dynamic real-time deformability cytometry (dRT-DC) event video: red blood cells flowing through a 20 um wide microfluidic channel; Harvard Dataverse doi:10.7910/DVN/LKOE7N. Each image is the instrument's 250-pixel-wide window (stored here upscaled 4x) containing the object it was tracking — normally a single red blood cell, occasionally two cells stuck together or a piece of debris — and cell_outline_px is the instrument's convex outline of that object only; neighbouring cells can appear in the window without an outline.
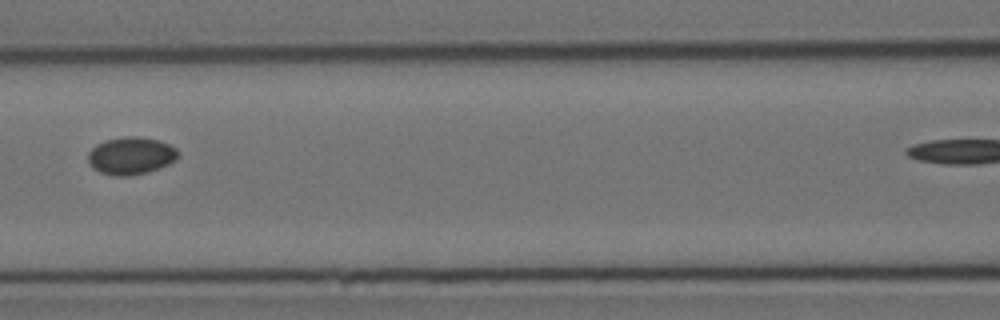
{"species": "Egyptian fruit bat (a non-hibernating species)", "species_latin": "Rousettus aegyptiacus", "temperature_condition": "cold", "stored_images_in_passage": 7, "camera_frame_rate_fps": 3000, "um_per_image_px": 0.085, "animal": {"sex": "female"}, "frame": {"image": 1, "passage_image": 3, "time_ms": 2.333, "image_size_px": [1000, 320], "cell_outline_px": [[180, 156], [176, 160], [168, 164], [148, 172], [128, 176], [116, 176], [100, 172], [92, 168], [88, 164], [88, 152], [96, 144], [108, 140], [128, 136], [136, 136], [156, 140], [168, 144], [176, 148], [180, 152]], "centroid_in_image_um": [11.13, 13.25], "position_along_channel_um": 155.5, "area_um2": 19.65}}
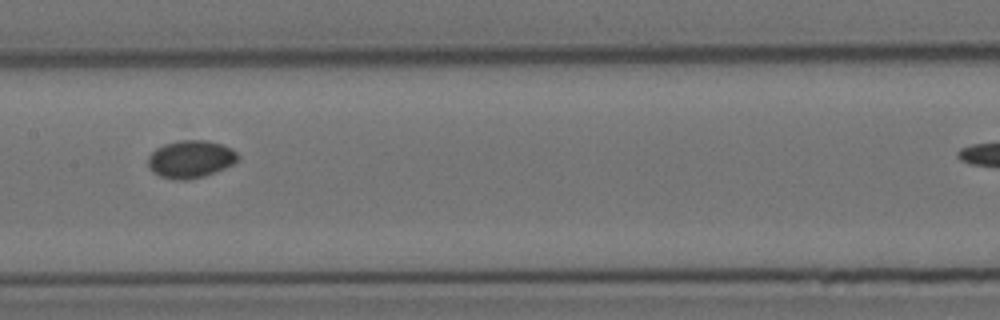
{"frame": {"image": 2, "passage_image": 4, "time_ms": 3.333, "image_size_px": [1000, 320], "cell_outline_px": [[240, 156], [232, 164], [224, 168], [204, 176], [188, 180], [172, 180], [160, 176], [152, 172], [148, 168], [148, 156], [156, 148], [164, 144], [176, 140], [208, 140], [232, 148]], "centroid_in_image_um": [16.17, 13.52], "position_along_channel_um": 191.2, "area_um2": 19.83}}
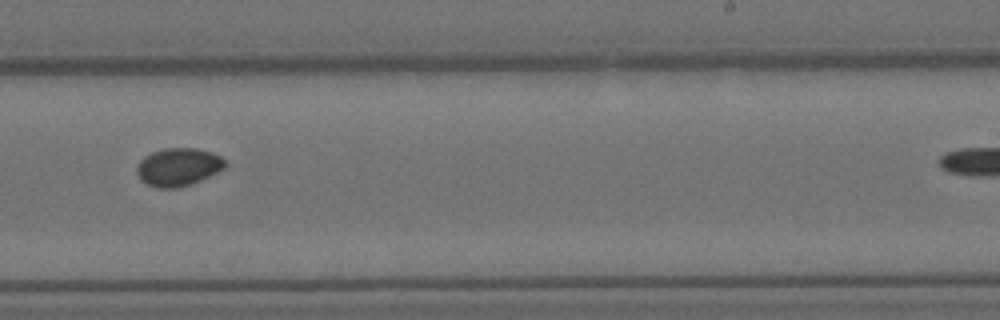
{"frame": {"image": 3, "passage_image": 6, "time_ms": 5.667, "image_size_px": [1000, 320], "cell_outline_px": [[228, 164], [224, 168], [192, 184], [176, 188], [156, 188], [140, 180], [136, 172], [136, 168], [140, 160], [144, 156], [152, 152], [164, 148], [196, 148], [212, 152], [220, 156]], "centroid_in_image_um": [15.13, 14.19], "position_along_channel_um": 273.9, "area_um2": 19.59}}